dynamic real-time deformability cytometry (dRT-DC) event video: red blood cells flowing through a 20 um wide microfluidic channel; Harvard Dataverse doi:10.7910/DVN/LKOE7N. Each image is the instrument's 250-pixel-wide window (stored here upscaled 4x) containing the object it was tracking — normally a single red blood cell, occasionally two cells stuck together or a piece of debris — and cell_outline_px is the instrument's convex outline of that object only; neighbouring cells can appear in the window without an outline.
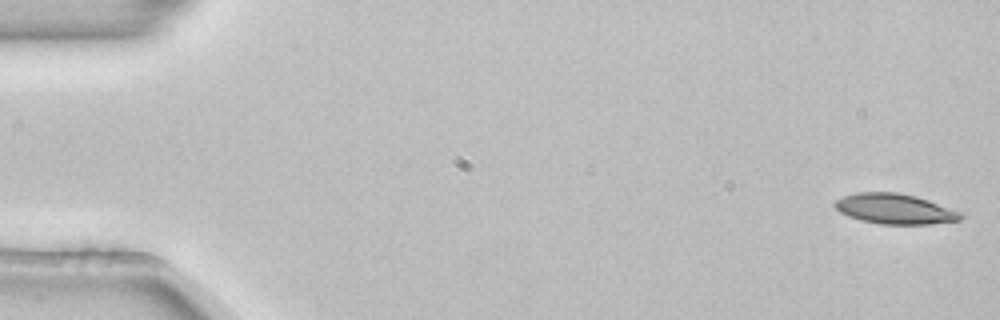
{"species": "common noctule bat (a hibernating species)", "species_latin": "Nyctalus noctula", "temperature_condition": "room temperature", "stored_images_in_passage": 53, "camera_frame_rate_fps": 3000, "um_per_image_px": 0.085, "animal": {"sex": "female", "body_mass_g": 22.7, "forearm_length_mm": 54.2}, "frame": {"image": 1, "passage_image": 1, "time_ms": 0.0, "image_size_px": [1000, 320], "cell_outline_px": [[964, 216], [960, 220], [928, 224], [880, 224], [860, 220], [848, 216], [840, 212], [832, 204], [836, 200], [844, 196], [856, 192], [900, 192], [916, 196], [928, 200], [960, 212]], "centroid_in_image_um": [76.03, 17.75], "position_along_channel_um": 9.0, "area_um2": 22.14}}
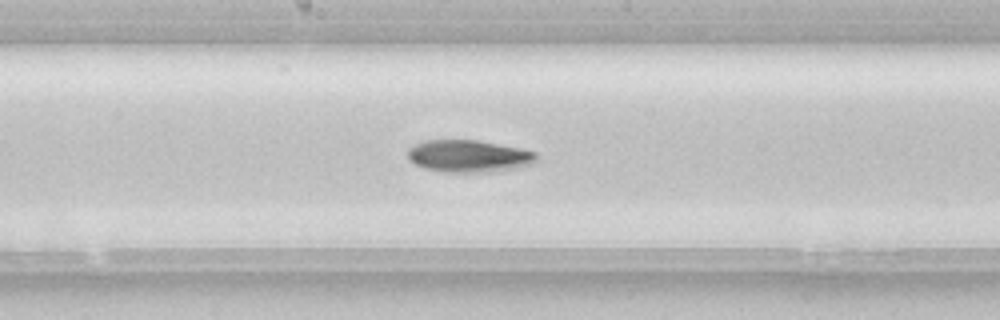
{"frame": {"image": 2, "passage_image": 28, "time_ms": 9.0, "image_size_px": [1000, 320], "cell_outline_px": [[536, 160], [532, 164], [492, 172], [444, 172], [424, 168], [408, 160], [408, 148], [424, 140], [476, 140], [536, 152]], "centroid_in_image_um": [39.78, 13.27], "position_along_channel_um": 208.4, "area_um2": 23.87}}
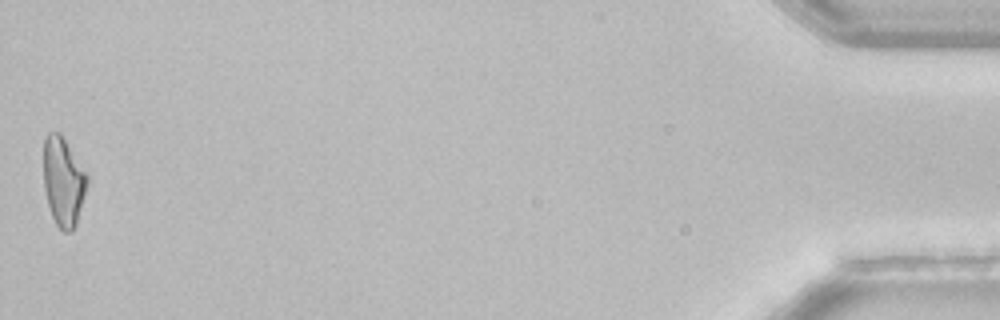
{"frame": {"image": 3, "passage_image": 53, "time_ms": 17.333, "image_size_px": [1000, 320], "cell_outline_px": [[88, 180], [76, 224], [72, 232], [64, 232], [56, 224], [52, 216], [48, 204], [44, 188], [44, 136], [48, 132], [60, 132], [88, 176]], "centroid_in_image_um": [5.36, 15.42], "position_along_channel_um": 429.8, "area_um2": 22.31}, "authors_computed_cell_mechanics": {"area_um2": 22.6576, "velocity_mm_per_s": 3.8558, "shape_relaxation_time_tau1_ms": 7.692, "shape_relaxation_time_tau2_ms": null, "deformation_change_tau1": 0.2033, "deformation_change_tau2": null}}